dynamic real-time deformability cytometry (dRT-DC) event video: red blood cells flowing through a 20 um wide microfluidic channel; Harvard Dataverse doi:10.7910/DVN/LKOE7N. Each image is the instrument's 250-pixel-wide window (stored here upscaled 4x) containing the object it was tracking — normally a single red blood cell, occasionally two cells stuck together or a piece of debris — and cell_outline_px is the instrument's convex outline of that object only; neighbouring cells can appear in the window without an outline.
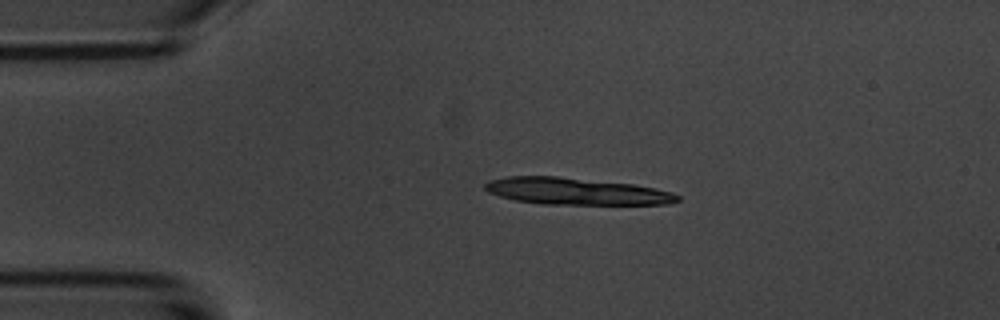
{"species": "common noctule bat (a hibernating species)", "species_latin": "Nyctalus noctula", "temperature_condition": "room temperature", "stored_images_in_passage": 3, "camera_frame_rate_fps": 3000, "um_per_image_px": 0.085, "animal": {"sex": "male", "body_mass_g": 20.1, "forearm_length_mm": 53.5}, "frame": {"image": 1, "passage_image": 2, "time_ms": 2.0, "image_size_px": [1000, 320], "cell_outline_px": [[680, 200], [668, 204], [544, 204], [516, 200], [500, 196], [488, 192], [484, 188], [484, 184], [488, 180], [508, 176], [560, 176], [632, 184], [656, 188], [672, 192], [680, 196]], "centroid_in_image_um": [48.97, 16.25], "position_along_channel_um": 36.0, "area_um2": 30.17}}